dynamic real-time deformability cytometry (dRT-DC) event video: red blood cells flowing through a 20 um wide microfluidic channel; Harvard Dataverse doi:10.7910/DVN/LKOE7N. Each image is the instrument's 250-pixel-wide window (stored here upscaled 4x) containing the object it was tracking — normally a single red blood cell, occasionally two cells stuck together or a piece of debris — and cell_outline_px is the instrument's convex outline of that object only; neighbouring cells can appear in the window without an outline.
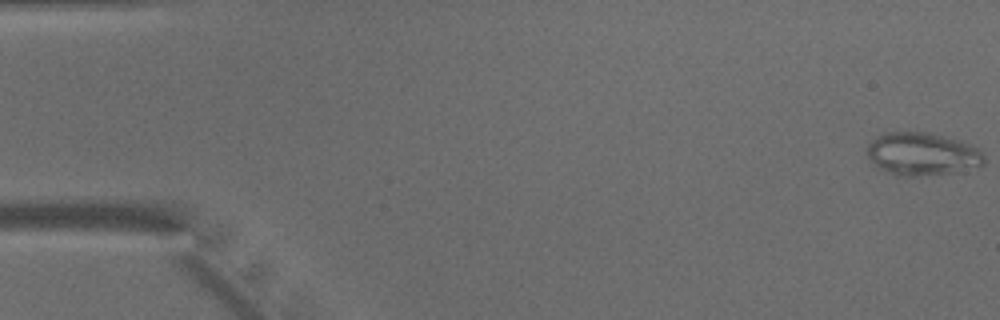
{"species": "common noctule bat (a hibernating species)", "species_latin": "Nyctalus noctula", "temperature_condition": "warm", "stored_images_in_passage": 48, "camera_frame_rate_fps": 3000, "um_per_image_px": 0.085, "animal": {"sex": "male", "body_mass_g": 15.6}, "frame": {"image": 1, "passage_image": 1, "time_ms": 0.0, "image_size_px": [1000, 320], "cell_outline_px": [[984, 164], [952, 172], [916, 176], [896, 176], [880, 168], [868, 156], [868, 144], [872, 140], [884, 132], [928, 132], [960, 140], [976, 148], [984, 156]], "centroid_in_image_um": [78.36, 13.08], "position_along_channel_um": 6.6, "area_um2": 28.73}}
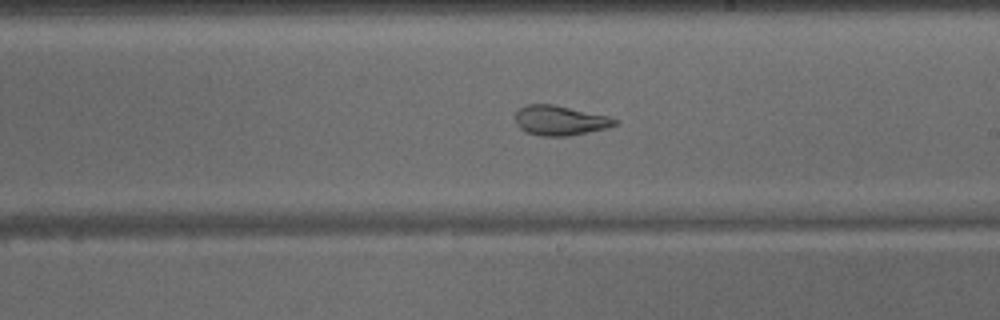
{"frame": {"image": 2, "passage_image": 28, "time_ms": 9.0, "image_size_px": [1000, 320], "cell_outline_px": [[620, 120], [616, 124], [608, 128], [568, 136], [540, 136], [524, 132], [520, 128], [516, 120], [516, 108], [528, 104], [552, 104], [608, 116]], "centroid_in_image_um": [47.58, 10.24], "position_along_channel_um": 241.4, "area_um2": 17.34}}
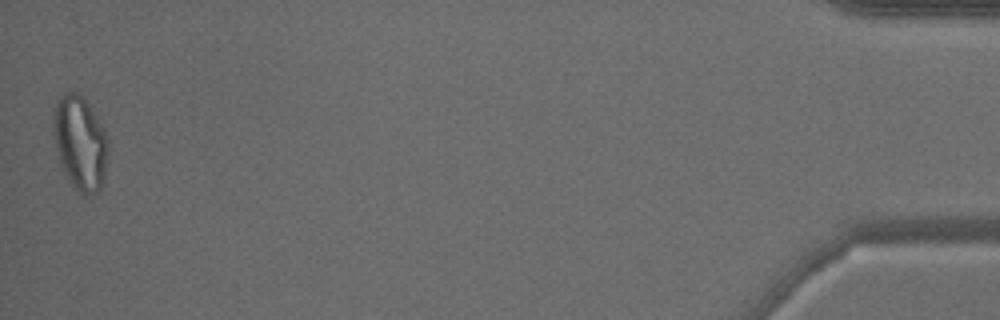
{"frame": {"image": 3, "passage_image": 48, "time_ms": 15.667, "image_size_px": [1000, 320], "cell_outline_px": [[108, 148], [104, 180], [100, 188], [96, 192], [84, 196], [80, 196], [64, 172], [60, 160], [52, 132], [52, 108], [68, 92], [76, 92], [88, 104], [104, 128], [108, 140]], "centroid_in_image_um": [6.81, 12.18], "position_along_channel_um": 428.4, "area_um2": 29.88}}